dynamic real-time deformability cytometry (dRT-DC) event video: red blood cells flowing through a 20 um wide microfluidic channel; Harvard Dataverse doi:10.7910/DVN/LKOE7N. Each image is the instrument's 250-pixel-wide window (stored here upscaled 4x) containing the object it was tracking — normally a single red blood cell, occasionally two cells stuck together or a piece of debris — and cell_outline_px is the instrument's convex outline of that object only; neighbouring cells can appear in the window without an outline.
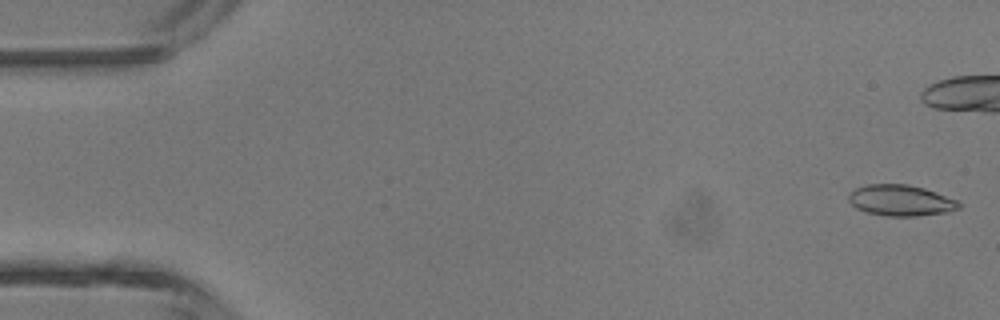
{"species": "common noctule bat (a hibernating species)", "species_latin": "Nyctalus noctula", "temperature_condition": "room temperature", "stored_images_in_passage": 37, "camera_frame_rate_fps": 3000, "um_per_image_px": 0.085, "animal": {"sex": "male", "body_mass_g": 13.3}, "frame": {"image": 1, "passage_image": 1, "time_ms": 0.0, "image_size_px": [1000, 320], "cell_outline_px": [[960, 208], [948, 212], [916, 216], [888, 216], [868, 212], [856, 208], [848, 200], [848, 192], [856, 188], [868, 184], [908, 184], [924, 188], [936, 192], [956, 200], [960, 204]], "centroid_in_image_um": [76.54, 17.03], "position_along_channel_um": 8.5, "area_um2": 19.88}}
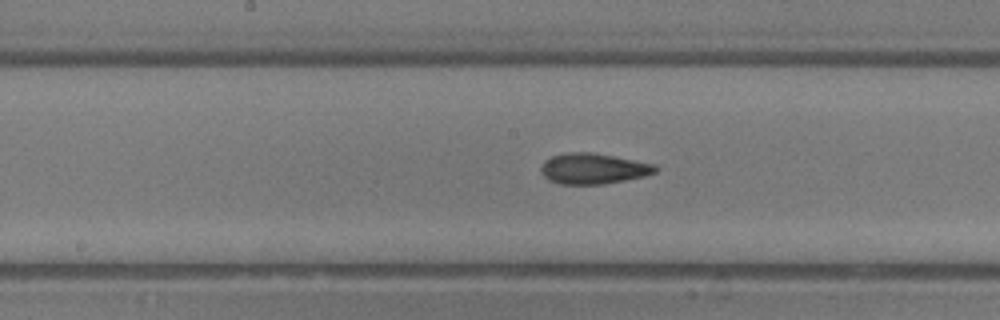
{"frame": {"image": 2, "passage_image": 23, "time_ms": 7.333, "image_size_px": [1000, 320], "cell_outline_px": [[660, 168], [656, 172], [644, 176], [604, 184], [560, 184], [548, 180], [540, 172], [540, 168], [544, 160], [552, 156], [568, 152], [592, 152], [656, 164]], "centroid_in_image_um": [50.42, 14.33], "position_along_channel_um": 197.8, "area_um2": 20.58}}
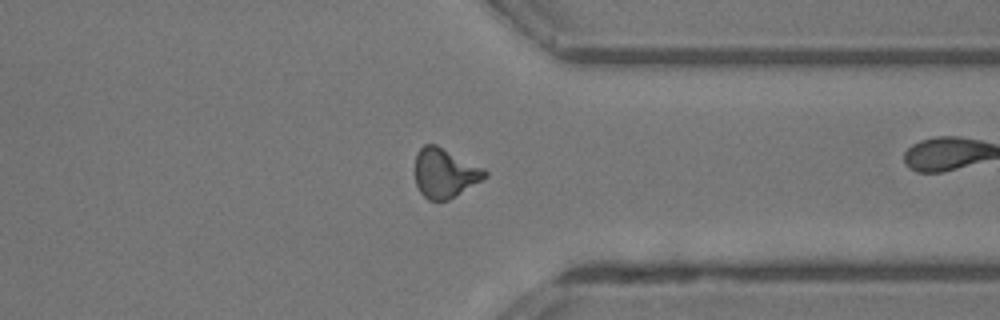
{"frame": {"image": 3, "passage_image": 35, "time_ms": 11.333, "image_size_px": [1000, 320], "cell_outline_px": [[488, 176], [448, 200], [428, 200], [420, 192], [416, 184], [416, 152], [424, 144], [436, 144], [484, 168], [488, 172]], "centroid_in_image_um": [37.8, 14.69], "position_along_channel_um": 373.6, "area_um2": 19.94}}